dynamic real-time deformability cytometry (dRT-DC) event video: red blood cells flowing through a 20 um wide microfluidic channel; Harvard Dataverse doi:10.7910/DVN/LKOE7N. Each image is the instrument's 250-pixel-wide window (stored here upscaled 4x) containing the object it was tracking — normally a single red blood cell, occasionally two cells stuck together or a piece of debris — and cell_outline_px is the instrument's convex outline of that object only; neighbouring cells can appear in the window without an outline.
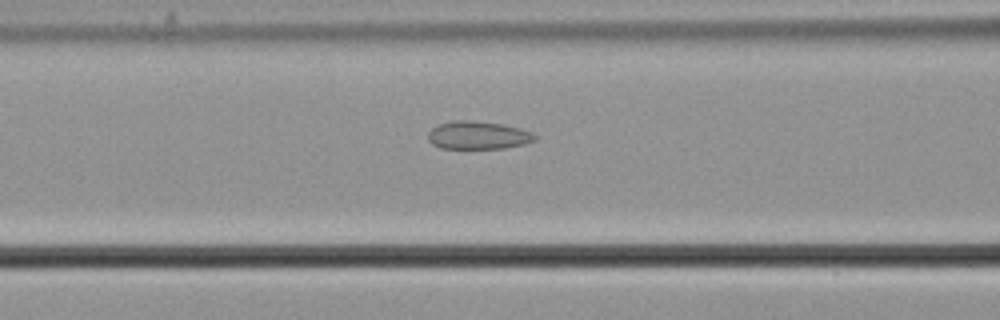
{"species": "common noctule bat (a hibernating species)", "species_latin": "Nyctalus noctula", "temperature_condition": "cold", "stored_images_in_passage": 38, "camera_frame_rate_fps": 3000, "um_per_image_px": 0.085, "animal": {"sex": "male", "body_mass_g": 21.5, "forearm_length_mm": 52.0}, "frame": {"image": 1, "passage_image": 15, "time_ms": 4.667, "image_size_px": [1000, 320], "cell_outline_px": [[536, 140], [524, 144], [504, 148], [440, 148], [432, 144], [428, 140], [428, 132], [432, 128], [440, 124], [452, 120], [472, 120], [504, 124], [520, 128], [532, 132], [536, 136]], "centroid_in_image_um": [40.63, 11.49], "position_along_channel_um": 126.0, "area_um2": 17.51}}
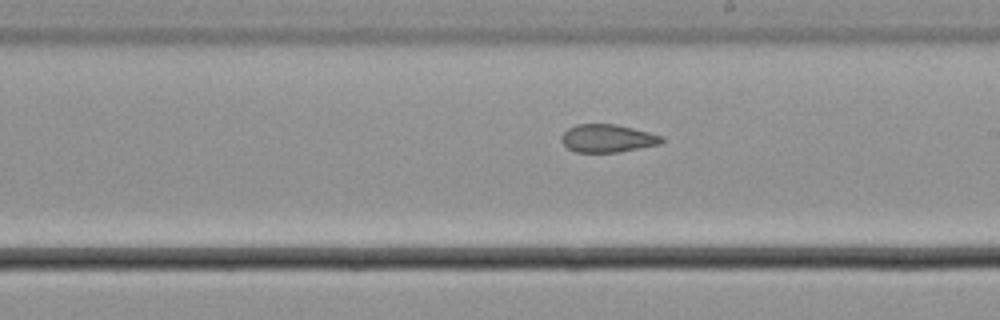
{"frame": {"image": 2, "passage_image": 24, "time_ms": 7.667, "image_size_px": [1000, 320], "cell_outline_px": [[664, 140], [660, 144], [616, 152], [576, 152], [568, 148], [560, 140], [560, 136], [568, 128], [576, 124], [616, 124], [664, 136]], "centroid_in_image_um": [51.62, 11.75], "position_along_channel_um": 237.4, "area_um2": 16.24}}
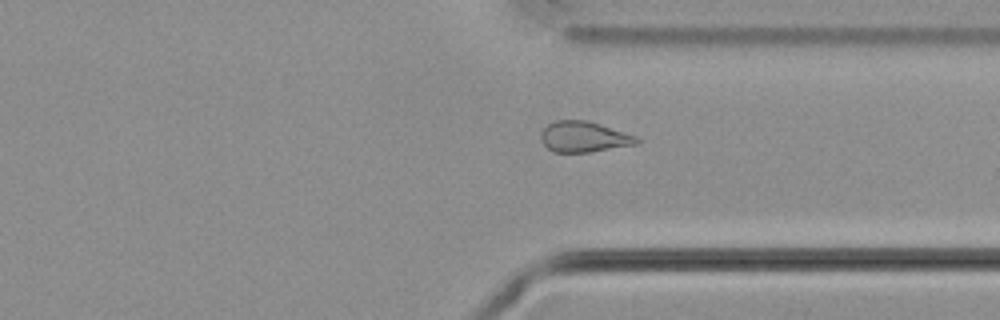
{"frame": {"image": 3, "passage_image": 34, "time_ms": 11.0, "image_size_px": [1000, 320], "cell_outline_px": [[640, 140], [636, 144], [588, 152], [552, 152], [540, 140], [540, 132], [548, 124], [556, 120], [588, 120], [636, 136]], "centroid_in_image_um": [49.58, 11.62], "position_along_channel_um": 361.8, "area_um2": 17.05}}